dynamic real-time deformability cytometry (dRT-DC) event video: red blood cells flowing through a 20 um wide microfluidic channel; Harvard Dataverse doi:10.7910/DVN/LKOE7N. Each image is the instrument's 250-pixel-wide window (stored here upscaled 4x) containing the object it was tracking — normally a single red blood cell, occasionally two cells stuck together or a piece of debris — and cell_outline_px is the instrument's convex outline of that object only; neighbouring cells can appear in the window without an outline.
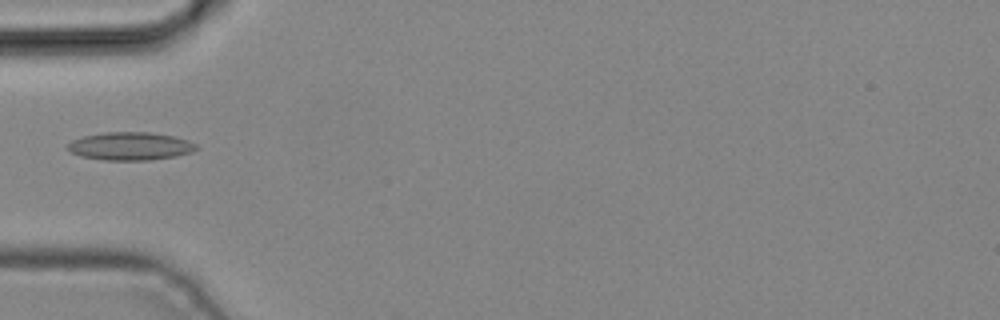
{"species": "common noctule bat (a hibernating species)", "species_latin": "Nyctalus noctula", "temperature_condition": "cold", "stored_images_in_passage": 2, "camera_frame_rate_fps": 3000, "um_per_image_px": 0.085, "animal": {"sex": "male", "body_mass_g": 19.2, "forearm_length_mm": 51.8}, "frame": {"image": 1, "passage_image": 1, "time_ms": 0.0, "image_size_px": [1000, 320], "cell_outline_px": [[200, 148], [192, 152], [176, 156], [148, 160], [104, 160], [80, 156], [64, 148], [72, 140], [84, 136], [104, 132], [148, 132], [176, 136], [188, 140], [196, 144]], "centroid_in_image_um": [11.09, 12.42], "position_along_channel_um": 73.9, "area_um2": 21.15}}
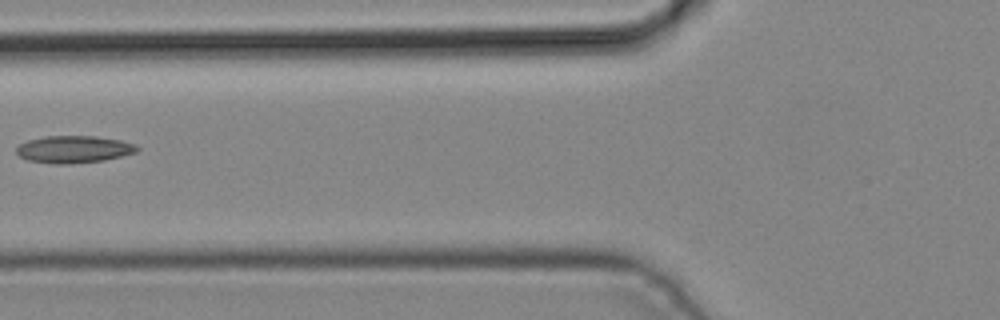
{"frame": {"image": 2, "passage_image": 2, "time_ms": 0.333, "image_size_px": [1000, 320], "cell_outline_px": [[140, 148], [136, 152], [104, 160], [68, 164], [56, 164], [28, 160], [20, 156], [16, 152], [16, 148], [20, 144], [28, 140], [44, 136], [96, 136], [120, 140], [136, 144]], "centroid_in_image_um": [6.28, 12.68], "position_along_channel_um": 119.5, "area_um2": 19.07}}